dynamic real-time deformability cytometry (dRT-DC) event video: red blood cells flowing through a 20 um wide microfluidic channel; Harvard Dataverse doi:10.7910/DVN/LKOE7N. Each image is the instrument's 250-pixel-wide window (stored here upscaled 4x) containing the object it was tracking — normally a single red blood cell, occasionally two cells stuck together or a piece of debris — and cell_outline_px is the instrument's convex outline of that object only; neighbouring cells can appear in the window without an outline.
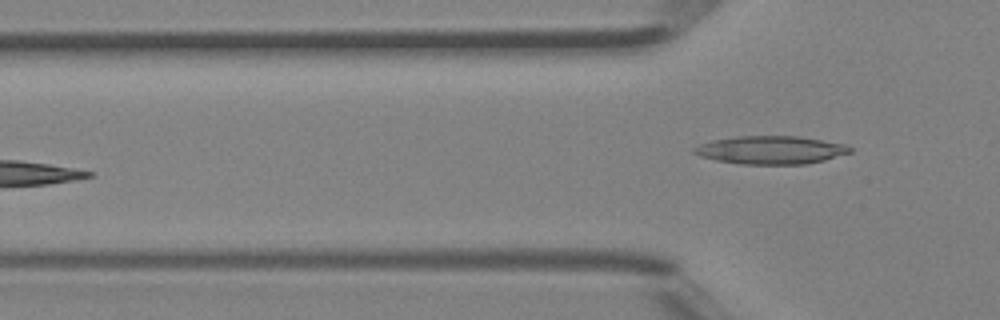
{"species": "Egyptian fruit bat (a non-hibernating species)", "species_latin": "Rousettus aegyptiacus", "temperature_condition": "room temperature", "stored_images_in_passage": 5, "camera_frame_rate_fps": 3000, "um_per_image_px": 0.085, "animal": {"sex": "female"}, "frame": {"image": 1, "passage_image": 5, "time_ms": 1.333, "image_size_px": [1000, 320], "cell_outline_px": [[852, 152], [824, 160], [804, 164], [740, 164], [716, 160], [700, 156], [692, 152], [692, 148], [700, 144], [712, 140], [736, 136], [800, 136], [844, 144], [852, 148]], "centroid_in_image_um": [65.49, 12.74], "position_along_channel_um": 60.3, "area_um2": 25.55}}